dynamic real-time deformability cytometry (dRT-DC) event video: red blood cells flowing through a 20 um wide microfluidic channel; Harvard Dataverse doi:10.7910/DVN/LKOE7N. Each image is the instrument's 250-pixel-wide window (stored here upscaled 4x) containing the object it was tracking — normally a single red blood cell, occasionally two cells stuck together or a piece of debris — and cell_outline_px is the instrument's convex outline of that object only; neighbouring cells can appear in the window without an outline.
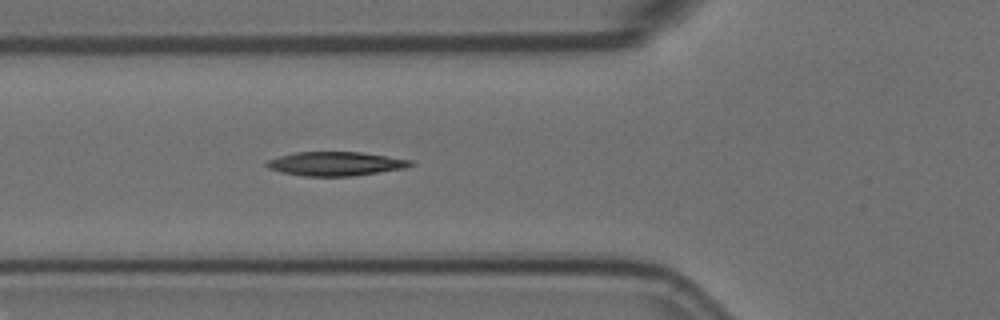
{"species": "Egyptian fruit bat (a non-hibernating species)", "species_latin": "Rousettus aegyptiacus", "temperature_condition": "room temperature", "stored_images_in_passage": 5, "camera_frame_rate_fps": 3000, "um_per_image_px": 0.085, "animal": {"sex": "female"}, "frame": {"image": 1, "passage_image": 5, "time_ms": 1.333, "image_size_px": [1000, 320], "cell_outline_px": [[416, 164], [404, 168], [352, 176], [304, 176], [280, 172], [268, 168], [264, 164], [268, 160], [280, 156], [296, 152], [360, 152], [412, 160]], "centroid_in_image_um": [28.51, 13.92], "position_along_channel_um": 97.3, "area_um2": 20.0}}